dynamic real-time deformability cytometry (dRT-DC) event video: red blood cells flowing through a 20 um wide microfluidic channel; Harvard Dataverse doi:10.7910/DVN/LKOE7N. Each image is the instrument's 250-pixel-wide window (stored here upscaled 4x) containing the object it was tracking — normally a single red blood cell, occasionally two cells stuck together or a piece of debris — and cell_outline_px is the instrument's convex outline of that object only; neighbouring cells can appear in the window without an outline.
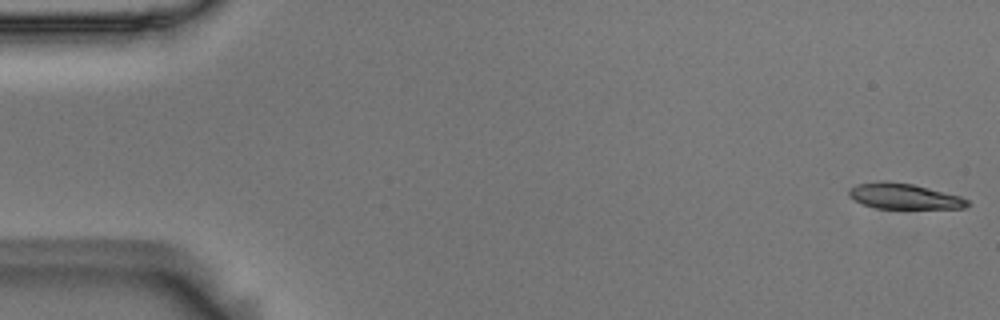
{"species": "Egyptian fruit bat (a non-hibernating species)", "species_latin": "Rousettus aegyptiacus", "temperature_condition": "room temperature", "stored_images_in_passage": 12, "camera_frame_rate_fps": 3000, "um_per_image_px": 0.085, "animal": {"sex": "male"}, "frame": {"image": 1, "passage_image": 1, "time_ms": 0.0, "image_size_px": [1000, 320], "cell_outline_px": [[972, 204], [964, 208], [876, 208], [864, 204], [848, 196], [848, 188], [856, 184], [876, 180], [888, 180], [912, 184], [960, 196], [968, 200]], "centroid_in_image_um": [76.81, 16.66], "position_along_channel_um": 8.2, "area_um2": 17.74}}